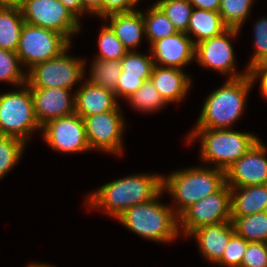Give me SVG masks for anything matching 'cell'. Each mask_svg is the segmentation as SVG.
<instances>
[{
    "label": "cell",
    "mask_w": 267,
    "mask_h": 267,
    "mask_svg": "<svg viewBox=\"0 0 267 267\" xmlns=\"http://www.w3.org/2000/svg\"><path fill=\"white\" fill-rule=\"evenodd\" d=\"M162 185L160 174L131 175L103 185L87 196L86 203L116 219L130 207L154 199L162 191Z\"/></svg>",
    "instance_id": "obj_1"
},
{
    "label": "cell",
    "mask_w": 267,
    "mask_h": 267,
    "mask_svg": "<svg viewBox=\"0 0 267 267\" xmlns=\"http://www.w3.org/2000/svg\"><path fill=\"white\" fill-rule=\"evenodd\" d=\"M252 86L249 75L228 79L219 89L207 96L193 129L232 127L245 110L246 98Z\"/></svg>",
    "instance_id": "obj_2"
},
{
    "label": "cell",
    "mask_w": 267,
    "mask_h": 267,
    "mask_svg": "<svg viewBox=\"0 0 267 267\" xmlns=\"http://www.w3.org/2000/svg\"><path fill=\"white\" fill-rule=\"evenodd\" d=\"M225 184V171L215 168L191 167L163 176L162 190L177 203L173 208L179 217L187 208L217 192Z\"/></svg>",
    "instance_id": "obj_3"
},
{
    "label": "cell",
    "mask_w": 267,
    "mask_h": 267,
    "mask_svg": "<svg viewBox=\"0 0 267 267\" xmlns=\"http://www.w3.org/2000/svg\"><path fill=\"white\" fill-rule=\"evenodd\" d=\"M163 190L152 200L137 204L116 219L128 230L157 242H170L179 235V217L173 208L159 202Z\"/></svg>",
    "instance_id": "obj_4"
},
{
    "label": "cell",
    "mask_w": 267,
    "mask_h": 267,
    "mask_svg": "<svg viewBox=\"0 0 267 267\" xmlns=\"http://www.w3.org/2000/svg\"><path fill=\"white\" fill-rule=\"evenodd\" d=\"M201 140L200 158L203 162L214 163L215 168L226 171L242 157L259 139L254 134L229 129H193L187 143Z\"/></svg>",
    "instance_id": "obj_5"
},
{
    "label": "cell",
    "mask_w": 267,
    "mask_h": 267,
    "mask_svg": "<svg viewBox=\"0 0 267 267\" xmlns=\"http://www.w3.org/2000/svg\"><path fill=\"white\" fill-rule=\"evenodd\" d=\"M22 87L0 94V135L27 143L30 135L42 127L35 116L30 87L27 84Z\"/></svg>",
    "instance_id": "obj_6"
},
{
    "label": "cell",
    "mask_w": 267,
    "mask_h": 267,
    "mask_svg": "<svg viewBox=\"0 0 267 267\" xmlns=\"http://www.w3.org/2000/svg\"><path fill=\"white\" fill-rule=\"evenodd\" d=\"M64 50L59 56L35 64L28 70L26 84L30 88H64L72 90L75 83L85 76L84 59L74 58Z\"/></svg>",
    "instance_id": "obj_7"
},
{
    "label": "cell",
    "mask_w": 267,
    "mask_h": 267,
    "mask_svg": "<svg viewBox=\"0 0 267 267\" xmlns=\"http://www.w3.org/2000/svg\"><path fill=\"white\" fill-rule=\"evenodd\" d=\"M19 7L25 23L62 34L70 43L80 32V20L60 0H21Z\"/></svg>",
    "instance_id": "obj_8"
},
{
    "label": "cell",
    "mask_w": 267,
    "mask_h": 267,
    "mask_svg": "<svg viewBox=\"0 0 267 267\" xmlns=\"http://www.w3.org/2000/svg\"><path fill=\"white\" fill-rule=\"evenodd\" d=\"M71 43L55 31L24 23L16 53L28 70L35 64L59 56Z\"/></svg>",
    "instance_id": "obj_9"
},
{
    "label": "cell",
    "mask_w": 267,
    "mask_h": 267,
    "mask_svg": "<svg viewBox=\"0 0 267 267\" xmlns=\"http://www.w3.org/2000/svg\"><path fill=\"white\" fill-rule=\"evenodd\" d=\"M230 220L231 189L225 183L217 192L191 205L179 216V231L188 237L201 226Z\"/></svg>",
    "instance_id": "obj_10"
},
{
    "label": "cell",
    "mask_w": 267,
    "mask_h": 267,
    "mask_svg": "<svg viewBox=\"0 0 267 267\" xmlns=\"http://www.w3.org/2000/svg\"><path fill=\"white\" fill-rule=\"evenodd\" d=\"M239 31L238 29L228 28L222 34L196 44V61L200 66L214 69L223 75L229 73L228 79H237L248 75V69L242 73H237L235 69L234 48L229 38H235Z\"/></svg>",
    "instance_id": "obj_11"
},
{
    "label": "cell",
    "mask_w": 267,
    "mask_h": 267,
    "mask_svg": "<svg viewBox=\"0 0 267 267\" xmlns=\"http://www.w3.org/2000/svg\"><path fill=\"white\" fill-rule=\"evenodd\" d=\"M121 111H106L84 117L86 137L90 149L109 154H122L125 121Z\"/></svg>",
    "instance_id": "obj_12"
},
{
    "label": "cell",
    "mask_w": 267,
    "mask_h": 267,
    "mask_svg": "<svg viewBox=\"0 0 267 267\" xmlns=\"http://www.w3.org/2000/svg\"><path fill=\"white\" fill-rule=\"evenodd\" d=\"M41 130L44 141L55 151L70 154L91 151L84 120L76 113L51 120Z\"/></svg>",
    "instance_id": "obj_13"
},
{
    "label": "cell",
    "mask_w": 267,
    "mask_h": 267,
    "mask_svg": "<svg viewBox=\"0 0 267 267\" xmlns=\"http://www.w3.org/2000/svg\"><path fill=\"white\" fill-rule=\"evenodd\" d=\"M266 146L259 139L242 157L225 171L230 188L267 184Z\"/></svg>",
    "instance_id": "obj_14"
},
{
    "label": "cell",
    "mask_w": 267,
    "mask_h": 267,
    "mask_svg": "<svg viewBox=\"0 0 267 267\" xmlns=\"http://www.w3.org/2000/svg\"><path fill=\"white\" fill-rule=\"evenodd\" d=\"M35 116L42 127L47 122L75 113V94L64 88H30Z\"/></svg>",
    "instance_id": "obj_15"
},
{
    "label": "cell",
    "mask_w": 267,
    "mask_h": 267,
    "mask_svg": "<svg viewBox=\"0 0 267 267\" xmlns=\"http://www.w3.org/2000/svg\"><path fill=\"white\" fill-rule=\"evenodd\" d=\"M154 65L182 69L195 59V44L186 33L177 32L150 45Z\"/></svg>",
    "instance_id": "obj_16"
},
{
    "label": "cell",
    "mask_w": 267,
    "mask_h": 267,
    "mask_svg": "<svg viewBox=\"0 0 267 267\" xmlns=\"http://www.w3.org/2000/svg\"><path fill=\"white\" fill-rule=\"evenodd\" d=\"M235 233L233 221L230 220L201 226L192 231L188 237H195L198 242V248L204 258L211 263L217 264L222 259L230 238Z\"/></svg>",
    "instance_id": "obj_17"
},
{
    "label": "cell",
    "mask_w": 267,
    "mask_h": 267,
    "mask_svg": "<svg viewBox=\"0 0 267 267\" xmlns=\"http://www.w3.org/2000/svg\"><path fill=\"white\" fill-rule=\"evenodd\" d=\"M75 113L82 118L106 111H120L115 94L89 80L75 91Z\"/></svg>",
    "instance_id": "obj_18"
},
{
    "label": "cell",
    "mask_w": 267,
    "mask_h": 267,
    "mask_svg": "<svg viewBox=\"0 0 267 267\" xmlns=\"http://www.w3.org/2000/svg\"><path fill=\"white\" fill-rule=\"evenodd\" d=\"M150 80L166 104L180 102L191 86V79L183 69L154 65Z\"/></svg>",
    "instance_id": "obj_19"
},
{
    "label": "cell",
    "mask_w": 267,
    "mask_h": 267,
    "mask_svg": "<svg viewBox=\"0 0 267 267\" xmlns=\"http://www.w3.org/2000/svg\"><path fill=\"white\" fill-rule=\"evenodd\" d=\"M108 25L116 37L122 42L128 51H135L141 38L145 36L144 20L142 12L134 10L126 13H114L104 17L109 19Z\"/></svg>",
    "instance_id": "obj_20"
},
{
    "label": "cell",
    "mask_w": 267,
    "mask_h": 267,
    "mask_svg": "<svg viewBox=\"0 0 267 267\" xmlns=\"http://www.w3.org/2000/svg\"><path fill=\"white\" fill-rule=\"evenodd\" d=\"M231 189V216L267 211V184Z\"/></svg>",
    "instance_id": "obj_21"
},
{
    "label": "cell",
    "mask_w": 267,
    "mask_h": 267,
    "mask_svg": "<svg viewBox=\"0 0 267 267\" xmlns=\"http://www.w3.org/2000/svg\"><path fill=\"white\" fill-rule=\"evenodd\" d=\"M228 27L223 22L219 12L193 8L186 34L191 33L197 37L194 44L218 36Z\"/></svg>",
    "instance_id": "obj_22"
},
{
    "label": "cell",
    "mask_w": 267,
    "mask_h": 267,
    "mask_svg": "<svg viewBox=\"0 0 267 267\" xmlns=\"http://www.w3.org/2000/svg\"><path fill=\"white\" fill-rule=\"evenodd\" d=\"M24 23L19 6H0V49L16 52Z\"/></svg>",
    "instance_id": "obj_23"
},
{
    "label": "cell",
    "mask_w": 267,
    "mask_h": 267,
    "mask_svg": "<svg viewBox=\"0 0 267 267\" xmlns=\"http://www.w3.org/2000/svg\"><path fill=\"white\" fill-rule=\"evenodd\" d=\"M235 232L248 242L267 243V211L247 215L231 216Z\"/></svg>",
    "instance_id": "obj_24"
},
{
    "label": "cell",
    "mask_w": 267,
    "mask_h": 267,
    "mask_svg": "<svg viewBox=\"0 0 267 267\" xmlns=\"http://www.w3.org/2000/svg\"><path fill=\"white\" fill-rule=\"evenodd\" d=\"M146 11V13L142 12V17L144 20L145 37L150 42L149 45L177 33L172 22L155 3Z\"/></svg>",
    "instance_id": "obj_25"
},
{
    "label": "cell",
    "mask_w": 267,
    "mask_h": 267,
    "mask_svg": "<svg viewBox=\"0 0 267 267\" xmlns=\"http://www.w3.org/2000/svg\"><path fill=\"white\" fill-rule=\"evenodd\" d=\"M91 65V75L87 80L92 84L114 92L121 73V60H101L95 58Z\"/></svg>",
    "instance_id": "obj_26"
},
{
    "label": "cell",
    "mask_w": 267,
    "mask_h": 267,
    "mask_svg": "<svg viewBox=\"0 0 267 267\" xmlns=\"http://www.w3.org/2000/svg\"><path fill=\"white\" fill-rule=\"evenodd\" d=\"M155 4L172 22L177 32H187L193 10L188 0H158Z\"/></svg>",
    "instance_id": "obj_27"
},
{
    "label": "cell",
    "mask_w": 267,
    "mask_h": 267,
    "mask_svg": "<svg viewBox=\"0 0 267 267\" xmlns=\"http://www.w3.org/2000/svg\"><path fill=\"white\" fill-rule=\"evenodd\" d=\"M127 100L132 107L144 113H153L167 105L150 79L145 80L143 85Z\"/></svg>",
    "instance_id": "obj_28"
},
{
    "label": "cell",
    "mask_w": 267,
    "mask_h": 267,
    "mask_svg": "<svg viewBox=\"0 0 267 267\" xmlns=\"http://www.w3.org/2000/svg\"><path fill=\"white\" fill-rule=\"evenodd\" d=\"M252 4L253 0H220L219 14L228 28L240 30Z\"/></svg>",
    "instance_id": "obj_29"
},
{
    "label": "cell",
    "mask_w": 267,
    "mask_h": 267,
    "mask_svg": "<svg viewBox=\"0 0 267 267\" xmlns=\"http://www.w3.org/2000/svg\"><path fill=\"white\" fill-rule=\"evenodd\" d=\"M16 52L0 49V81L22 87L27 82V73L20 67Z\"/></svg>",
    "instance_id": "obj_30"
},
{
    "label": "cell",
    "mask_w": 267,
    "mask_h": 267,
    "mask_svg": "<svg viewBox=\"0 0 267 267\" xmlns=\"http://www.w3.org/2000/svg\"><path fill=\"white\" fill-rule=\"evenodd\" d=\"M26 143L18 138L0 135V179L16 166Z\"/></svg>",
    "instance_id": "obj_31"
},
{
    "label": "cell",
    "mask_w": 267,
    "mask_h": 267,
    "mask_svg": "<svg viewBox=\"0 0 267 267\" xmlns=\"http://www.w3.org/2000/svg\"><path fill=\"white\" fill-rule=\"evenodd\" d=\"M153 66L154 61L151 54L145 55L136 51H128L121 59V70L124 75L140 76L144 81L150 79Z\"/></svg>",
    "instance_id": "obj_32"
},
{
    "label": "cell",
    "mask_w": 267,
    "mask_h": 267,
    "mask_svg": "<svg viewBox=\"0 0 267 267\" xmlns=\"http://www.w3.org/2000/svg\"><path fill=\"white\" fill-rule=\"evenodd\" d=\"M98 45L100 51L95 56L96 59L121 60L128 52L107 24L101 28Z\"/></svg>",
    "instance_id": "obj_33"
},
{
    "label": "cell",
    "mask_w": 267,
    "mask_h": 267,
    "mask_svg": "<svg viewBox=\"0 0 267 267\" xmlns=\"http://www.w3.org/2000/svg\"><path fill=\"white\" fill-rule=\"evenodd\" d=\"M248 246V241L235 233L226 246L222 259L217 263L226 267H241V261Z\"/></svg>",
    "instance_id": "obj_34"
},
{
    "label": "cell",
    "mask_w": 267,
    "mask_h": 267,
    "mask_svg": "<svg viewBox=\"0 0 267 267\" xmlns=\"http://www.w3.org/2000/svg\"><path fill=\"white\" fill-rule=\"evenodd\" d=\"M254 46L255 53L248 63L247 69L253 65L267 63V18H261L255 23Z\"/></svg>",
    "instance_id": "obj_35"
},
{
    "label": "cell",
    "mask_w": 267,
    "mask_h": 267,
    "mask_svg": "<svg viewBox=\"0 0 267 267\" xmlns=\"http://www.w3.org/2000/svg\"><path fill=\"white\" fill-rule=\"evenodd\" d=\"M241 267H267V243L248 242Z\"/></svg>",
    "instance_id": "obj_36"
},
{
    "label": "cell",
    "mask_w": 267,
    "mask_h": 267,
    "mask_svg": "<svg viewBox=\"0 0 267 267\" xmlns=\"http://www.w3.org/2000/svg\"><path fill=\"white\" fill-rule=\"evenodd\" d=\"M144 83V80L140 76L124 75L121 70L120 77L114 90L116 99L123 97L128 99L131 97Z\"/></svg>",
    "instance_id": "obj_37"
},
{
    "label": "cell",
    "mask_w": 267,
    "mask_h": 267,
    "mask_svg": "<svg viewBox=\"0 0 267 267\" xmlns=\"http://www.w3.org/2000/svg\"><path fill=\"white\" fill-rule=\"evenodd\" d=\"M248 75L250 77L251 83L254 85L255 80L260 82V91L263 96L267 98V63H262L258 65H253L248 68Z\"/></svg>",
    "instance_id": "obj_38"
},
{
    "label": "cell",
    "mask_w": 267,
    "mask_h": 267,
    "mask_svg": "<svg viewBox=\"0 0 267 267\" xmlns=\"http://www.w3.org/2000/svg\"><path fill=\"white\" fill-rule=\"evenodd\" d=\"M129 0H104V17L114 13H126L135 10Z\"/></svg>",
    "instance_id": "obj_39"
},
{
    "label": "cell",
    "mask_w": 267,
    "mask_h": 267,
    "mask_svg": "<svg viewBox=\"0 0 267 267\" xmlns=\"http://www.w3.org/2000/svg\"><path fill=\"white\" fill-rule=\"evenodd\" d=\"M83 14L90 13L104 18V0H82Z\"/></svg>",
    "instance_id": "obj_40"
},
{
    "label": "cell",
    "mask_w": 267,
    "mask_h": 267,
    "mask_svg": "<svg viewBox=\"0 0 267 267\" xmlns=\"http://www.w3.org/2000/svg\"><path fill=\"white\" fill-rule=\"evenodd\" d=\"M193 8L219 12L220 0H188Z\"/></svg>",
    "instance_id": "obj_41"
},
{
    "label": "cell",
    "mask_w": 267,
    "mask_h": 267,
    "mask_svg": "<svg viewBox=\"0 0 267 267\" xmlns=\"http://www.w3.org/2000/svg\"><path fill=\"white\" fill-rule=\"evenodd\" d=\"M60 2L78 19L83 15L82 0H60Z\"/></svg>",
    "instance_id": "obj_42"
},
{
    "label": "cell",
    "mask_w": 267,
    "mask_h": 267,
    "mask_svg": "<svg viewBox=\"0 0 267 267\" xmlns=\"http://www.w3.org/2000/svg\"><path fill=\"white\" fill-rule=\"evenodd\" d=\"M21 0H0V6H19Z\"/></svg>",
    "instance_id": "obj_43"
},
{
    "label": "cell",
    "mask_w": 267,
    "mask_h": 267,
    "mask_svg": "<svg viewBox=\"0 0 267 267\" xmlns=\"http://www.w3.org/2000/svg\"><path fill=\"white\" fill-rule=\"evenodd\" d=\"M28 267H52V266L48 265V264H41V263H33L32 262Z\"/></svg>",
    "instance_id": "obj_44"
},
{
    "label": "cell",
    "mask_w": 267,
    "mask_h": 267,
    "mask_svg": "<svg viewBox=\"0 0 267 267\" xmlns=\"http://www.w3.org/2000/svg\"><path fill=\"white\" fill-rule=\"evenodd\" d=\"M134 6H137V3L140 2V0H129Z\"/></svg>",
    "instance_id": "obj_45"
}]
</instances>
